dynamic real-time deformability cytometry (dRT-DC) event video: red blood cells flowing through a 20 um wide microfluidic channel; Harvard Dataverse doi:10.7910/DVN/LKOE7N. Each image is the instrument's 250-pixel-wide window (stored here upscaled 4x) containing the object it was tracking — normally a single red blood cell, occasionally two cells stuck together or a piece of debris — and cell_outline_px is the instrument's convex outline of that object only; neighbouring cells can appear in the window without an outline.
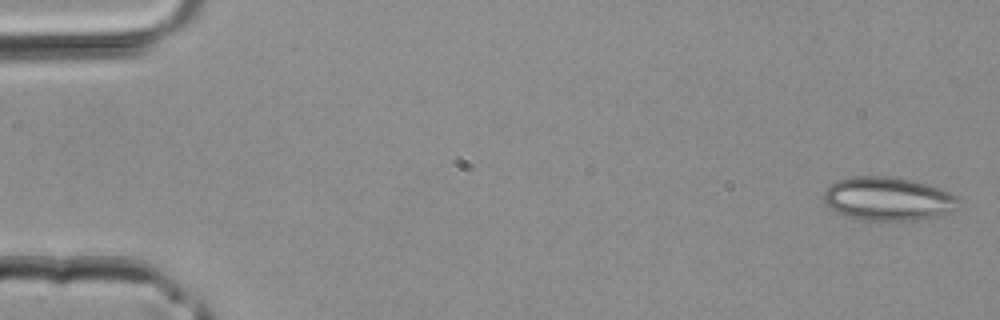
{"species": "common noctule bat (a hibernating species)", "species_latin": "Nyctalus noctula", "temperature_condition": "room temperature", "stored_images_in_passage": 41, "camera_frame_rate_fps": 3000, "um_per_image_px": 0.085, "animal": {"sex": "male", "body_mass_g": 20.4}, "frame": {"image": 1, "passage_image": 1, "time_ms": 0.0, "image_size_px": [1000, 320], "cell_outline_px": [[960, 200], [948, 212], [936, 216], [916, 220], [864, 220], [844, 216], [836, 212], [824, 200], [824, 192], [828, 184], [836, 180], [852, 176], [892, 176], [912, 180], [960, 196]], "centroid_in_image_um": [75.42, 16.88], "position_along_channel_um": 9.6, "area_um2": 33.99}}
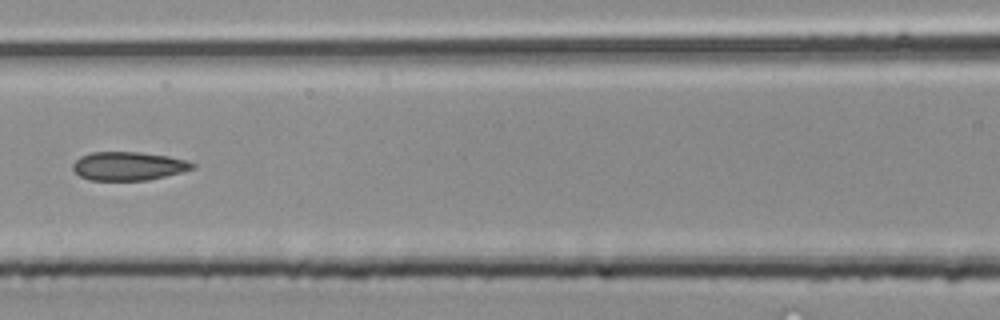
{"frame": {"image": 2, "passage_image": 19, "time_ms": 6.0, "image_size_px": [1000, 320], "cell_outline_px": [[196, 168], [148, 180], [88, 180], [80, 176], [72, 168], [72, 164], [80, 156], [92, 152], [140, 152], [168, 156], [184, 160], [196, 164]], "centroid_in_image_um": [10.89, 14.11], "position_along_channel_um": 155.7, "area_um2": 19.83}}
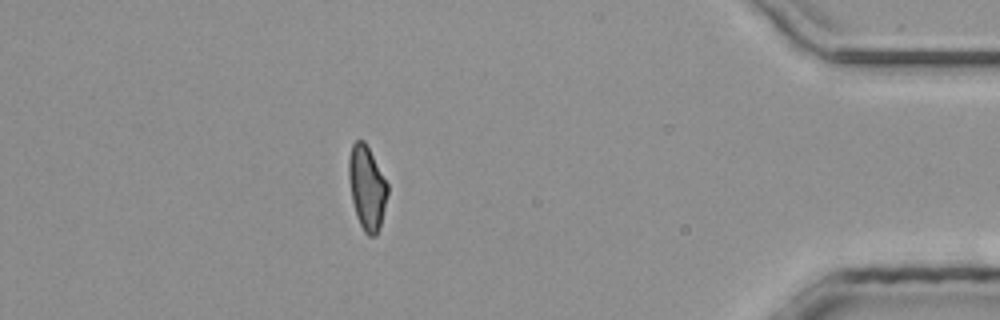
{"frame": {"image": 3, "passage_image": 37, "time_ms": 12.0, "image_size_px": [1000, 320], "cell_outline_px": [[388, 192], [380, 228], [376, 236], [368, 236], [364, 232], [356, 216], [352, 200], [348, 176], [348, 160], [352, 144], [356, 140], [364, 140], [388, 184]], "centroid_in_image_um": [31.18, 15.97], "position_along_channel_um": 404.0, "area_um2": 18.96}}